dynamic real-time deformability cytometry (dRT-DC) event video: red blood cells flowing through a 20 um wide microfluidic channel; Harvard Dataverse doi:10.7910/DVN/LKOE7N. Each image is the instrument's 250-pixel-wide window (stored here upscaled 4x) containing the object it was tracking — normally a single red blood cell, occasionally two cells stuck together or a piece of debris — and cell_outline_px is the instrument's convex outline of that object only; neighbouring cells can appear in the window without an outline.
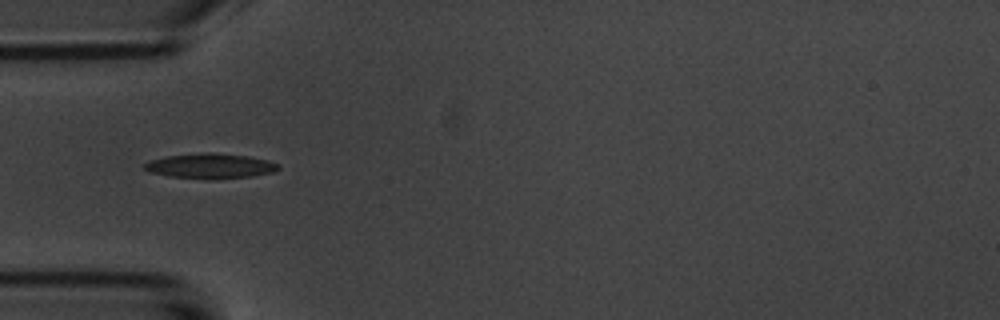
{"species": "common noctule bat (a hibernating species)", "species_latin": "Nyctalus noctula", "temperature_condition": "room temperature", "stored_images_in_passage": 6, "camera_frame_rate_fps": 3000, "um_per_image_px": 0.085, "animal": {"sex": "male", "body_mass_g": 20.1, "forearm_length_mm": 53.5}, "frame": {"image": 1, "passage_image": 1, "time_ms": 0.0, "image_size_px": [1000, 320], "cell_outline_px": [[280, 168], [272, 172], [252, 176], [208, 180], [168, 176], [148, 172], [144, 168], [144, 164], [148, 160], [164, 156], [200, 152], [212, 152], [248, 156], [268, 160], [276, 164]], "centroid_in_image_um": [17.8, 14.1], "position_along_channel_um": 67.2, "area_um2": 19.83}}
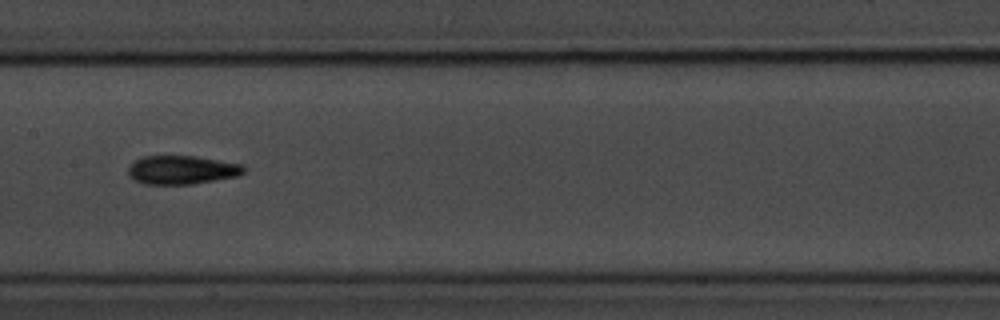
{"frame": {"image": 2, "passage_image": 4, "time_ms": 3.333, "image_size_px": [1000, 320], "cell_outline_px": [[244, 172], [236, 176], [192, 184], [144, 184], [128, 176], [128, 168], [136, 160], [144, 156], [196, 156], [240, 164], [244, 168]], "centroid_in_image_um": [15.42, 14.44], "position_along_channel_um": 192.0, "area_um2": 19.02}}
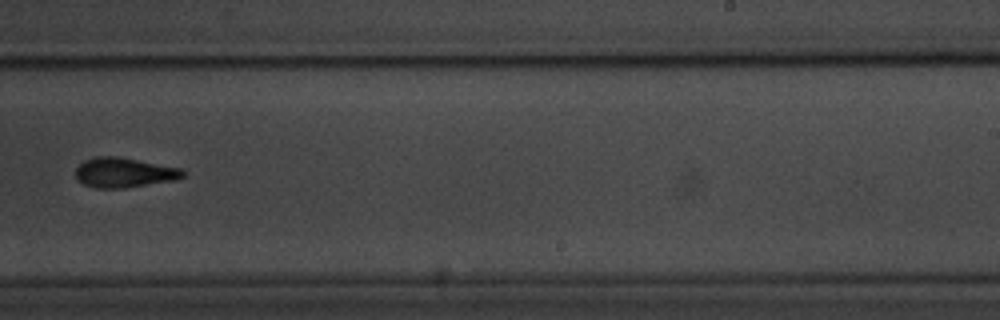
{"frame": {"image": 3, "passage_image": 6, "time_ms": 5.667, "image_size_px": [1000, 320], "cell_outline_px": [[184, 176], [176, 180], [124, 188], [96, 188], [84, 184], [76, 180], [76, 168], [84, 160], [92, 156], [116, 156], [184, 168]], "centroid_in_image_um": [10.55, 14.66], "position_along_channel_um": 278.5, "area_um2": 18.84}}